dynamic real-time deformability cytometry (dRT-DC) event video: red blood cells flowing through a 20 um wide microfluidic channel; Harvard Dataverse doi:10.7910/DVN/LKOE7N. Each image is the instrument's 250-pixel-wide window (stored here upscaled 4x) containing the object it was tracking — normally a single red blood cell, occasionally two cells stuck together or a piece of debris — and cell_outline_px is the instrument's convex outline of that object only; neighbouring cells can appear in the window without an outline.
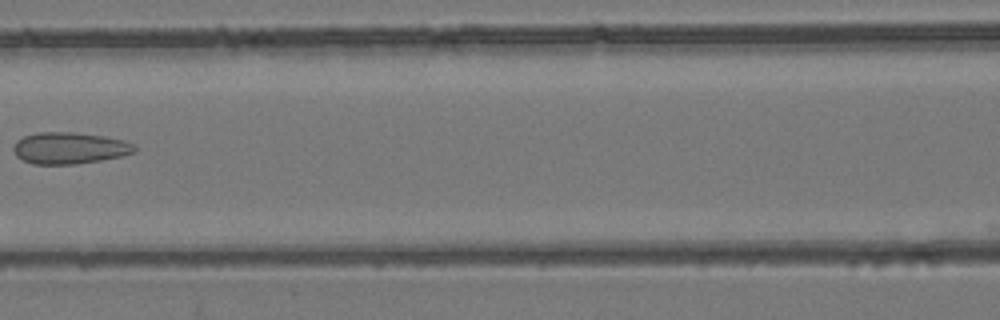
{"species": "common noctule bat (a hibernating species)", "species_latin": "Nyctalus noctula", "temperature_condition": "room temperature", "stored_images_in_passage": 5, "camera_frame_rate_fps": 3000, "um_per_image_px": 0.085, "animal": {"sex": "female", "body_mass_g": 24.6, "forearm_length_mm": 56.2}, "frame": {"image": 1, "passage_image": 5, "time_ms": 4.667, "image_size_px": [1000, 320], "cell_outline_px": [[136, 148], [132, 152], [120, 156], [100, 160], [76, 164], [32, 164], [16, 156], [12, 148], [16, 140], [24, 136], [40, 132], [72, 132], [104, 136], [124, 140], [132, 144]], "centroid_in_image_um": [5.86, 12.58], "position_along_channel_um": 160.7, "area_um2": 22.14}}